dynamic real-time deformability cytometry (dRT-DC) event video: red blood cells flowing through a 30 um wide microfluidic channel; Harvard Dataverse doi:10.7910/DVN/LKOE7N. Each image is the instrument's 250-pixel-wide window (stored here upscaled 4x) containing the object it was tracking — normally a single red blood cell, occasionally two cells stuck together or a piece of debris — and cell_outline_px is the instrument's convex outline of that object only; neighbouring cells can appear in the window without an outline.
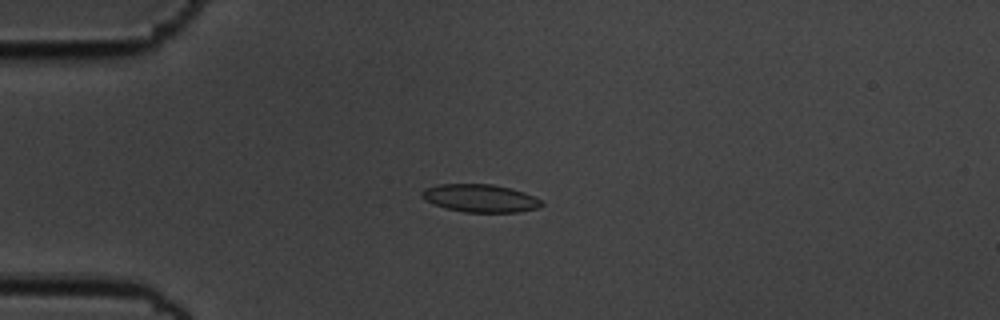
{"species": "common noctule bat (a hibernating species)", "species_latin": "Nyctalus noctula", "temperature_condition": "cold", "stored_images_in_passage": 55, "camera_frame_rate_fps": 3000, "um_per_image_px": 0.085, "animal": {"sex": "male", "body_mass_g": 19.5, "forearm_length_mm": 54.6}, "frame": {"image": 1, "passage_image": 14, "time_ms": 4.333, "image_size_px": [1000, 320], "cell_outline_px": [[544, 204], [540, 208], [520, 212], [464, 212], [444, 208], [432, 204], [424, 200], [420, 196], [420, 192], [424, 188], [440, 184], [492, 184], [512, 188], [524, 192], [540, 200]], "centroid_in_image_um": [40.79, 16.85], "position_along_channel_um": 44.2, "area_um2": 19.71}}
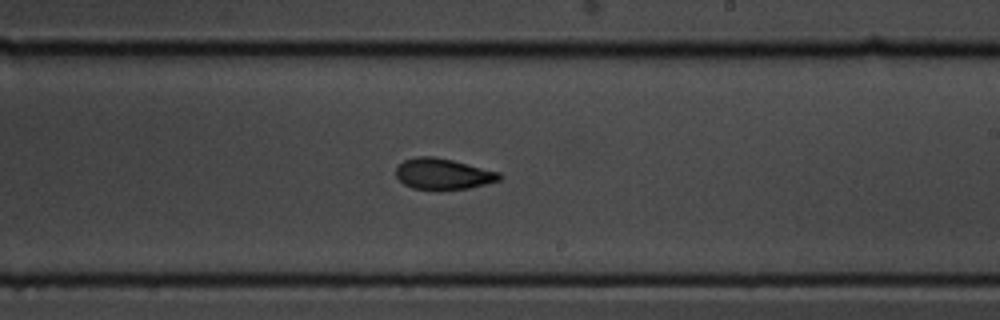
{"frame": {"image": 2, "passage_image": 33, "time_ms": 10.667, "image_size_px": [1000, 320], "cell_outline_px": [[504, 176], [500, 180], [468, 188], [412, 188], [404, 184], [396, 176], [396, 168], [404, 160], [416, 156], [432, 156], [452, 160], [500, 172]], "centroid_in_image_um": [37.67, 14.76], "position_along_channel_um": 251.3, "area_um2": 18.26}}
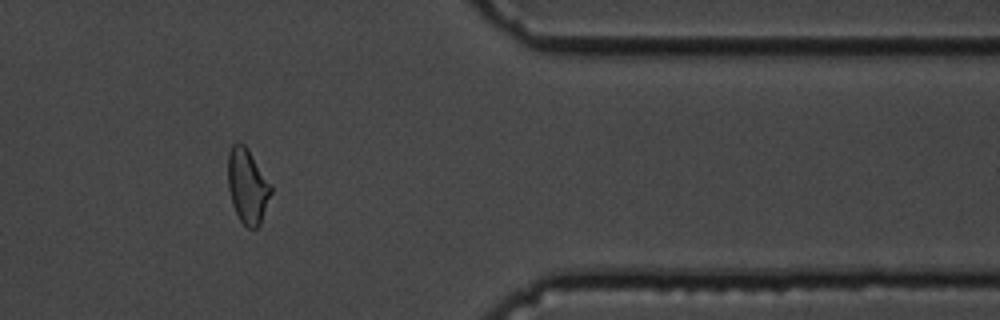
{"frame": {"image": 3, "passage_image": 46, "time_ms": 15.0, "image_size_px": [1000, 320], "cell_outline_px": [[272, 192], [260, 224], [256, 228], [248, 228], [240, 220], [232, 204], [228, 188], [228, 152], [232, 144], [244, 144], [248, 148], [272, 184]], "centroid_in_image_um": [21.05, 15.8], "position_along_channel_um": 390.4, "area_um2": 18.84}, "authors_computed_cell_mechanics": {"area_um2": 19.1896, "velocity_mm_per_s": 3.6228, "shape_relaxation_time_tau1_ms": 2.969, "shape_relaxation_time_tau2_ms": 4.0207, "deformation_change_tau1": 0.0908, "deformation_change_tau2": 0.0865}}